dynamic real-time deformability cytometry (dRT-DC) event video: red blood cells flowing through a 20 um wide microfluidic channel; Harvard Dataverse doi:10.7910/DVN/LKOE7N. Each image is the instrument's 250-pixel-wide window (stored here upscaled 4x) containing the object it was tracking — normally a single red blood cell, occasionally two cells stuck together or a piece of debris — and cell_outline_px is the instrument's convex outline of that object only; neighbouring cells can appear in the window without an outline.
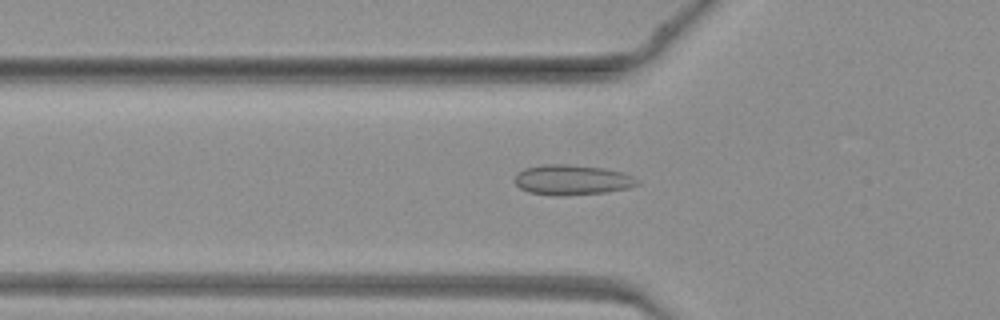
{"species": "common noctule bat (a hibernating species)", "species_latin": "Nyctalus noctula", "temperature_condition": "warm", "stored_images_in_passage": 41, "camera_frame_rate_fps": 3000, "um_per_image_px": 0.085, "animal": {"sex": "female", "body_mass_g": 19.3, "forearm_length_mm": 54.1}, "frame": {"image": 1, "passage_image": 11, "time_ms": 3.333, "image_size_px": [1000, 320], "cell_outline_px": [[640, 184], [628, 188], [604, 192], [560, 196], [552, 196], [528, 192], [520, 188], [516, 184], [516, 172], [524, 168], [548, 164], [572, 164], [604, 168], [624, 172], [640, 180]], "centroid_in_image_um": [48.64, 15.28], "position_along_channel_um": 77.2, "area_um2": 21.73}}
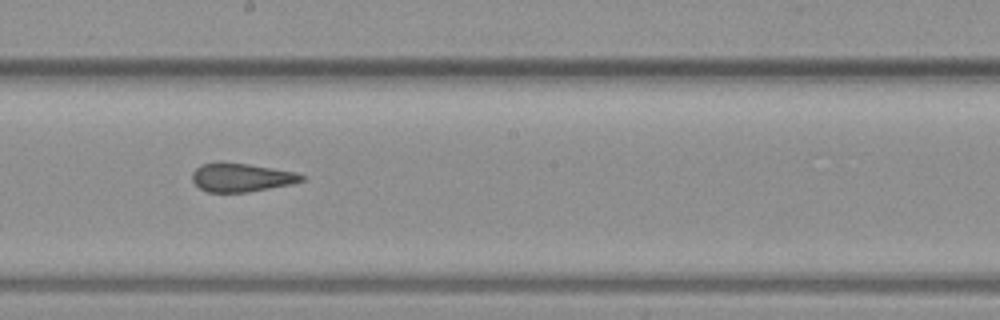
{"frame": {"image": 2, "passage_image": 21, "time_ms": 6.667, "image_size_px": [1000, 320], "cell_outline_px": [[304, 180], [292, 184], [248, 192], [208, 192], [200, 188], [192, 180], [192, 172], [200, 164], [216, 160], [224, 160], [296, 172], [304, 176]], "centroid_in_image_um": [20.46, 15.05], "position_along_channel_um": 227.7, "area_um2": 18.55}}
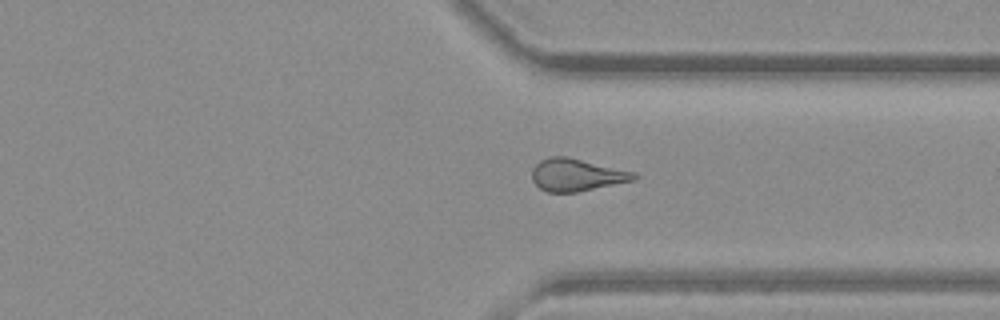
{"frame": {"image": 3, "passage_image": 30, "time_ms": 9.667, "image_size_px": [1000, 320], "cell_outline_px": [[640, 176], [632, 180], [576, 192], [548, 192], [540, 188], [532, 180], [532, 168], [540, 160], [548, 156], [564, 156], [636, 172]], "centroid_in_image_um": [48.98, 14.85], "position_along_channel_um": 362.4, "area_um2": 19.02}}